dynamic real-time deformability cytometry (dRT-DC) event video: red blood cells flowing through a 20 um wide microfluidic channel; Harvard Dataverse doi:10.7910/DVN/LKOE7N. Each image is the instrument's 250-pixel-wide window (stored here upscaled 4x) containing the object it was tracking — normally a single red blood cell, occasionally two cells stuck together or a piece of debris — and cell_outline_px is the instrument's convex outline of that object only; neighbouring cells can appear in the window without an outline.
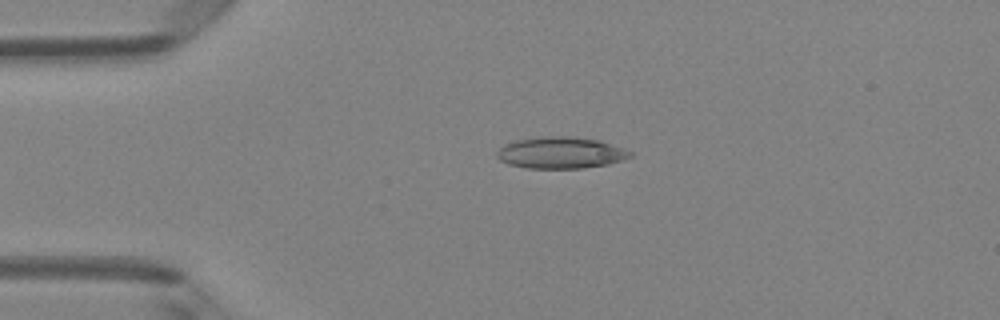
{"species": "Egyptian fruit bat (a non-hibernating species)", "species_latin": "Rousettus aegyptiacus", "temperature_condition": "room temperature", "stored_images_in_passage": 39, "camera_frame_rate_fps": 3000, "um_per_image_px": 0.085, "animal": {"sex": "female"}, "frame": {"image": 1, "passage_image": 1, "time_ms": 0.0, "image_size_px": [1000, 320], "cell_outline_px": [[632, 156], [608, 164], [580, 168], [524, 168], [508, 164], [500, 160], [496, 156], [496, 152], [504, 144], [516, 140], [548, 136], [572, 136], [600, 140], [624, 148], [632, 152]], "centroid_in_image_um": [47.65, 12.98], "position_along_channel_um": 37.4, "area_um2": 24.51}}
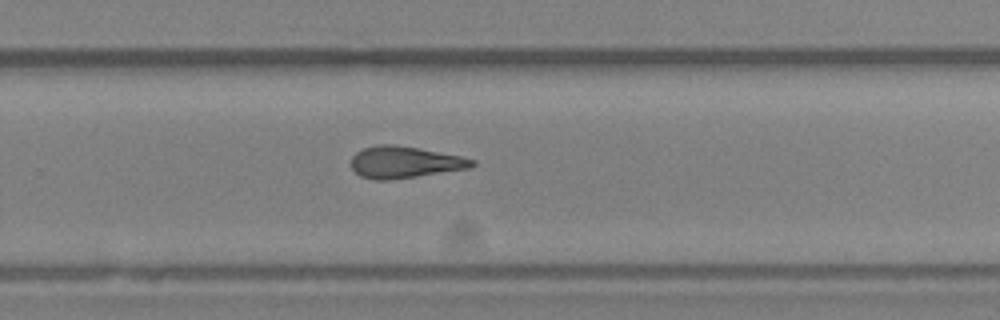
{"frame": {"image": 2, "passage_image": 22, "time_ms": 7.0, "image_size_px": [1000, 320], "cell_outline_px": [[476, 164], [468, 168], [416, 176], [388, 180], [376, 180], [360, 176], [352, 168], [352, 156], [356, 152], [364, 148], [376, 144], [392, 144], [420, 148], [460, 156], [476, 160]], "centroid_in_image_um": [34.37, 13.77], "position_along_channel_um": 295.4, "area_um2": 22.2}}
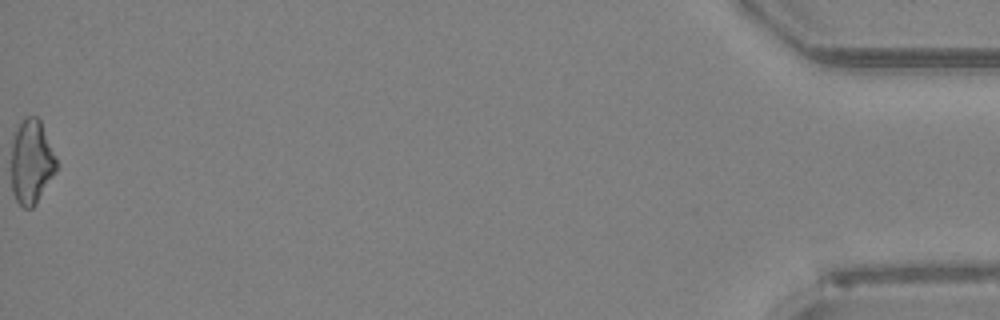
{"frame": {"image": 3, "passage_image": 39, "time_ms": 12.667, "image_size_px": [1000, 320], "cell_outline_px": [[60, 164], [56, 172], [36, 204], [32, 208], [24, 208], [16, 200], [12, 192], [12, 132], [24, 116], [36, 116], [40, 120]], "centroid_in_image_um": [2.69, 13.73], "position_along_channel_um": 432.5, "area_um2": 22.72}, "authors_computed_cell_mechanics": {"area_um2": 22.253, "velocity_mm_per_s": 4.1834, "shape_relaxation_time_tau1_ms": 10.0281, "shape_relaxation_time_tau2_ms": 4.0373, "deformation_change_tau1": 0.2324, "deformation_change_tau2": 0.156}}